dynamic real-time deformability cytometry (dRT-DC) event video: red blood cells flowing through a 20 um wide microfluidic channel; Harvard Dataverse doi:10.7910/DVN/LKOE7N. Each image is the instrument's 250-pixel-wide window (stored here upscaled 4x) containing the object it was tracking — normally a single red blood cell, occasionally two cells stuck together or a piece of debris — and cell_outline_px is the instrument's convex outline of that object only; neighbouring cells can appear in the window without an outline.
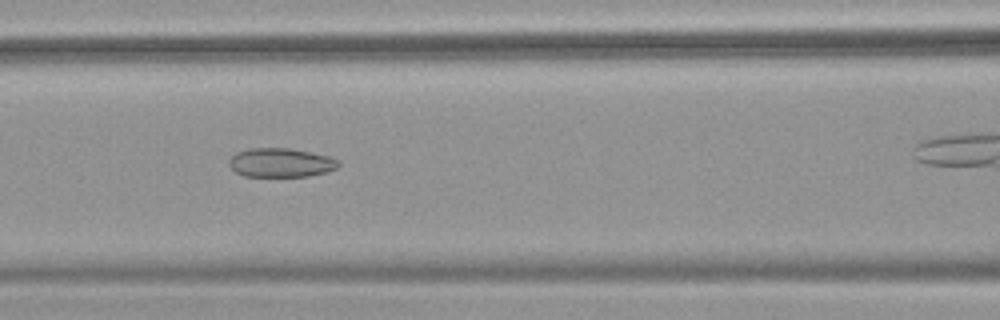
{"species": "common noctule bat (a hibernating species)", "species_latin": "Nyctalus noctula", "temperature_condition": "warm", "stored_images_in_passage": 40, "camera_frame_rate_fps": 3000, "um_per_image_px": 0.085, "animal": {"sex": "female", "body_mass_g": 18.4}, "frame": {"image": 1, "passage_image": 20, "time_ms": 6.333, "image_size_px": [1000, 320], "cell_outline_px": [[340, 164], [336, 168], [324, 172], [308, 176], [244, 176], [236, 172], [228, 164], [228, 160], [236, 152], [248, 148], [292, 148], [332, 156], [340, 160]], "centroid_in_image_um": [23.88, 13.81], "position_along_channel_um": 142.7, "area_um2": 18.67}}
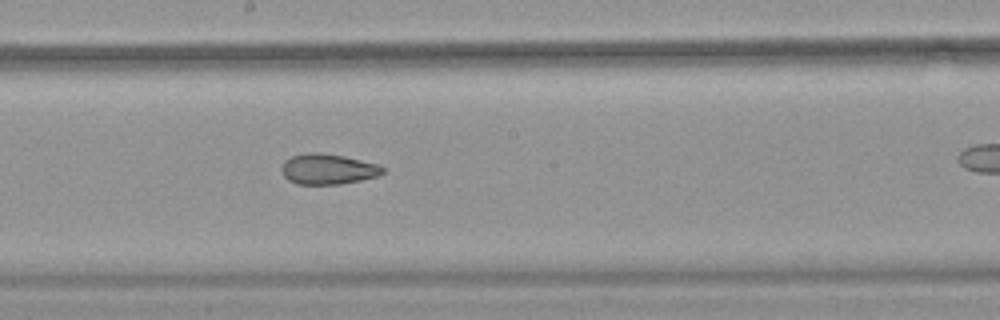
{"frame": {"image": 2, "passage_image": 26, "time_ms": 8.333, "image_size_px": [1000, 320], "cell_outline_px": [[384, 172], [380, 176], [340, 184], [300, 184], [288, 180], [284, 176], [280, 168], [284, 160], [292, 156], [308, 152], [316, 152], [344, 156], [376, 164], [384, 168]], "centroid_in_image_um": [27.85, 14.37], "position_along_channel_um": 220.4, "area_um2": 17.92}}
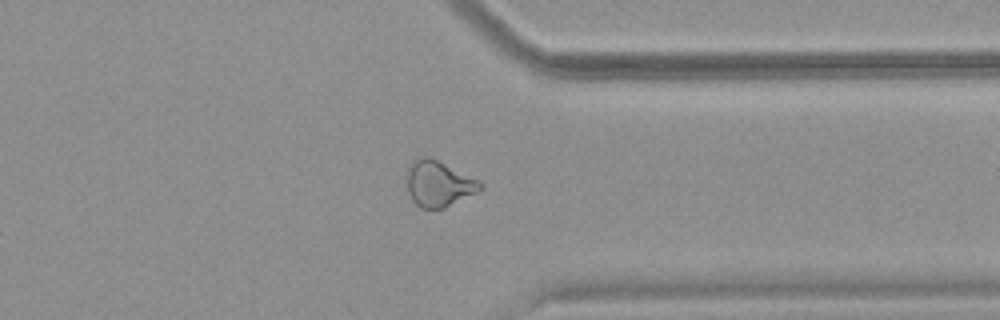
{"frame": {"image": 3, "passage_image": 38, "time_ms": 12.333, "image_size_px": [1000, 320], "cell_outline_px": [[484, 188], [444, 208], [420, 208], [412, 200], [408, 192], [408, 164], [412, 160], [424, 156], [428, 156], [480, 180], [484, 184]], "centroid_in_image_um": [37.29, 15.61], "position_along_channel_um": 374.1, "area_um2": 19.48}}